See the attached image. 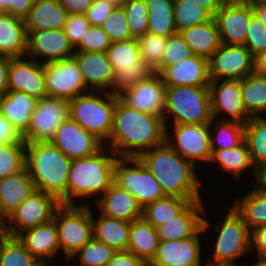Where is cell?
<instances>
[{"label": "cell", "instance_id": "obj_20", "mask_svg": "<svg viewBox=\"0 0 266 266\" xmlns=\"http://www.w3.org/2000/svg\"><path fill=\"white\" fill-rule=\"evenodd\" d=\"M8 91H20L37 99L46 97L44 64L36 63L31 57L27 62L22 57H10Z\"/></svg>", "mask_w": 266, "mask_h": 266}, {"label": "cell", "instance_id": "obj_61", "mask_svg": "<svg viewBox=\"0 0 266 266\" xmlns=\"http://www.w3.org/2000/svg\"><path fill=\"white\" fill-rule=\"evenodd\" d=\"M251 4L254 10V14L266 27V1L251 3Z\"/></svg>", "mask_w": 266, "mask_h": 266}, {"label": "cell", "instance_id": "obj_34", "mask_svg": "<svg viewBox=\"0 0 266 266\" xmlns=\"http://www.w3.org/2000/svg\"><path fill=\"white\" fill-rule=\"evenodd\" d=\"M244 141L248 146L253 166L254 177L259 180V172L266 167V119L251 117L244 128Z\"/></svg>", "mask_w": 266, "mask_h": 266}, {"label": "cell", "instance_id": "obj_32", "mask_svg": "<svg viewBox=\"0 0 266 266\" xmlns=\"http://www.w3.org/2000/svg\"><path fill=\"white\" fill-rule=\"evenodd\" d=\"M157 230L143 217L130 222L128 249L145 264H149L157 251Z\"/></svg>", "mask_w": 266, "mask_h": 266}, {"label": "cell", "instance_id": "obj_48", "mask_svg": "<svg viewBox=\"0 0 266 266\" xmlns=\"http://www.w3.org/2000/svg\"><path fill=\"white\" fill-rule=\"evenodd\" d=\"M193 52L190 50L180 33L167 37L166 47L160 65L154 73L160 74L166 67L178 64L182 60L191 57Z\"/></svg>", "mask_w": 266, "mask_h": 266}, {"label": "cell", "instance_id": "obj_50", "mask_svg": "<svg viewBox=\"0 0 266 266\" xmlns=\"http://www.w3.org/2000/svg\"><path fill=\"white\" fill-rule=\"evenodd\" d=\"M247 33L244 46L250 51L253 57L266 50V27L254 14L247 26Z\"/></svg>", "mask_w": 266, "mask_h": 266}, {"label": "cell", "instance_id": "obj_51", "mask_svg": "<svg viewBox=\"0 0 266 266\" xmlns=\"http://www.w3.org/2000/svg\"><path fill=\"white\" fill-rule=\"evenodd\" d=\"M111 43L109 36L103 31L102 27L90 25L81 38L78 51L105 53Z\"/></svg>", "mask_w": 266, "mask_h": 266}, {"label": "cell", "instance_id": "obj_33", "mask_svg": "<svg viewBox=\"0 0 266 266\" xmlns=\"http://www.w3.org/2000/svg\"><path fill=\"white\" fill-rule=\"evenodd\" d=\"M194 55L209 59L221 41L214 18L207 23L194 25L179 32Z\"/></svg>", "mask_w": 266, "mask_h": 266}, {"label": "cell", "instance_id": "obj_2", "mask_svg": "<svg viewBox=\"0 0 266 266\" xmlns=\"http://www.w3.org/2000/svg\"><path fill=\"white\" fill-rule=\"evenodd\" d=\"M146 150L137 158L151 172L165 196L201 199L193 163L185 160L166 142Z\"/></svg>", "mask_w": 266, "mask_h": 266}, {"label": "cell", "instance_id": "obj_15", "mask_svg": "<svg viewBox=\"0 0 266 266\" xmlns=\"http://www.w3.org/2000/svg\"><path fill=\"white\" fill-rule=\"evenodd\" d=\"M208 61L210 80H241L254 72V57L244 45L221 43Z\"/></svg>", "mask_w": 266, "mask_h": 266}, {"label": "cell", "instance_id": "obj_65", "mask_svg": "<svg viewBox=\"0 0 266 266\" xmlns=\"http://www.w3.org/2000/svg\"><path fill=\"white\" fill-rule=\"evenodd\" d=\"M221 4L246 3L249 0H218Z\"/></svg>", "mask_w": 266, "mask_h": 266}, {"label": "cell", "instance_id": "obj_22", "mask_svg": "<svg viewBox=\"0 0 266 266\" xmlns=\"http://www.w3.org/2000/svg\"><path fill=\"white\" fill-rule=\"evenodd\" d=\"M160 76L165 86L209 87V61L199 55H192L178 64L166 67Z\"/></svg>", "mask_w": 266, "mask_h": 266}, {"label": "cell", "instance_id": "obj_63", "mask_svg": "<svg viewBox=\"0 0 266 266\" xmlns=\"http://www.w3.org/2000/svg\"><path fill=\"white\" fill-rule=\"evenodd\" d=\"M0 11L15 17V0H0Z\"/></svg>", "mask_w": 266, "mask_h": 266}, {"label": "cell", "instance_id": "obj_70", "mask_svg": "<svg viewBox=\"0 0 266 266\" xmlns=\"http://www.w3.org/2000/svg\"><path fill=\"white\" fill-rule=\"evenodd\" d=\"M262 1H266V0H249L248 2H250V3H257V2H262Z\"/></svg>", "mask_w": 266, "mask_h": 266}, {"label": "cell", "instance_id": "obj_62", "mask_svg": "<svg viewBox=\"0 0 266 266\" xmlns=\"http://www.w3.org/2000/svg\"><path fill=\"white\" fill-rule=\"evenodd\" d=\"M200 6L207 9L213 16L222 5L218 0H195Z\"/></svg>", "mask_w": 266, "mask_h": 266}, {"label": "cell", "instance_id": "obj_54", "mask_svg": "<svg viewBox=\"0 0 266 266\" xmlns=\"http://www.w3.org/2000/svg\"><path fill=\"white\" fill-rule=\"evenodd\" d=\"M25 143L18 130L0 114V145Z\"/></svg>", "mask_w": 266, "mask_h": 266}, {"label": "cell", "instance_id": "obj_23", "mask_svg": "<svg viewBox=\"0 0 266 266\" xmlns=\"http://www.w3.org/2000/svg\"><path fill=\"white\" fill-rule=\"evenodd\" d=\"M218 82L211 80L209 83L213 119L219 112L225 111L232 117V121L245 124L250 117L243 107L240 80L225 79L217 86Z\"/></svg>", "mask_w": 266, "mask_h": 266}, {"label": "cell", "instance_id": "obj_1", "mask_svg": "<svg viewBox=\"0 0 266 266\" xmlns=\"http://www.w3.org/2000/svg\"><path fill=\"white\" fill-rule=\"evenodd\" d=\"M165 125L162 117L130 108L116 94V107L109 137V140H112L113 154L134 158L148 149L162 145L165 142Z\"/></svg>", "mask_w": 266, "mask_h": 266}, {"label": "cell", "instance_id": "obj_43", "mask_svg": "<svg viewBox=\"0 0 266 266\" xmlns=\"http://www.w3.org/2000/svg\"><path fill=\"white\" fill-rule=\"evenodd\" d=\"M217 126L218 132L216 138L214 139L210 136V147L212 153L215 150L238 147L244 142L245 124L231 120H222L217 123ZM216 141H218L219 146H216L217 144L214 143Z\"/></svg>", "mask_w": 266, "mask_h": 266}, {"label": "cell", "instance_id": "obj_60", "mask_svg": "<svg viewBox=\"0 0 266 266\" xmlns=\"http://www.w3.org/2000/svg\"><path fill=\"white\" fill-rule=\"evenodd\" d=\"M254 72L266 76V50L254 57Z\"/></svg>", "mask_w": 266, "mask_h": 266}, {"label": "cell", "instance_id": "obj_19", "mask_svg": "<svg viewBox=\"0 0 266 266\" xmlns=\"http://www.w3.org/2000/svg\"><path fill=\"white\" fill-rule=\"evenodd\" d=\"M254 10L250 2L222 4L214 14L220 41L226 45H244L247 26Z\"/></svg>", "mask_w": 266, "mask_h": 266}, {"label": "cell", "instance_id": "obj_42", "mask_svg": "<svg viewBox=\"0 0 266 266\" xmlns=\"http://www.w3.org/2000/svg\"><path fill=\"white\" fill-rule=\"evenodd\" d=\"M211 161L219 162L225 171L233 172L238 178L243 169L253 165L245 141L240 146L232 149L215 150L212 153Z\"/></svg>", "mask_w": 266, "mask_h": 266}, {"label": "cell", "instance_id": "obj_36", "mask_svg": "<svg viewBox=\"0 0 266 266\" xmlns=\"http://www.w3.org/2000/svg\"><path fill=\"white\" fill-rule=\"evenodd\" d=\"M194 201H201V199L165 196L146 205L142 209V217L156 229L176 218Z\"/></svg>", "mask_w": 266, "mask_h": 266}, {"label": "cell", "instance_id": "obj_39", "mask_svg": "<svg viewBox=\"0 0 266 266\" xmlns=\"http://www.w3.org/2000/svg\"><path fill=\"white\" fill-rule=\"evenodd\" d=\"M257 183L258 188H254L241 201L238 199L233 206L250 230L266 224V187L259 181Z\"/></svg>", "mask_w": 266, "mask_h": 266}, {"label": "cell", "instance_id": "obj_18", "mask_svg": "<svg viewBox=\"0 0 266 266\" xmlns=\"http://www.w3.org/2000/svg\"><path fill=\"white\" fill-rule=\"evenodd\" d=\"M51 142L71 160L95 155L105 147L98 138L70 118L58 127Z\"/></svg>", "mask_w": 266, "mask_h": 266}, {"label": "cell", "instance_id": "obj_29", "mask_svg": "<svg viewBox=\"0 0 266 266\" xmlns=\"http://www.w3.org/2000/svg\"><path fill=\"white\" fill-rule=\"evenodd\" d=\"M18 239L25 245L26 249L37 259L47 266L44 256L53 257L60 249L58 243L57 227L54 218L27 230L26 235L22 233Z\"/></svg>", "mask_w": 266, "mask_h": 266}, {"label": "cell", "instance_id": "obj_66", "mask_svg": "<svg viewBox=\"0 0 266 266\" xmlns=\"http://www.w3.org/2000/svg\"><path fill=\"white\" fill-rule=\"evenodd\" d=\"M7 217L8 216L3 212L2 207H1V203H0V227L6 226V223L3 220H5Z\"/></svg>", "mask_w": 266, "mask_h": 266}, {"label": "cell", "instance_id": "obj_37", "mask_svg": "<svg viewBox=\"0 0 266 266\" xmlns=\"http://www.w3.org/2000/svg\"><path fill=\"white\" fill-rule=\"evenodd\" d=\"M240 90L244 110L250 118L266 111V76L250 73L240 80Z\"/></svg>", "mask_w": 266, "mask_h": 266}, {"label": "cell", "instance_id": "obj_6", "mask_svg": "<svg viewBox=\"0 0 266 266\" xmlns=\"http://www.w3.org/2000/svg\"><path fill=\"white\" fill-rule=\"evenodd\" d=\"M106 99L88 93L69 100V118L102 143L110 137L116 94L106 90Z\"/></svg>", "mask_w": 266, "mask_h": 266}, {"label": "cell", "instance_id": "obj_31", "mask_svg": "<svg viewBox=\"0 0 266 266\" xmlns=\"http://www.w3.org/2000/svg\"><path fill=\"white\" fill-rule=\"evenodd\" d=\"M35 190L26 167L12 176L0 179V203L3 212L8 216Z\"/></svg>", "mask_w": 266, "mask_h": 266}, {"label": "cell", "instance_id": "obj_13", "mask_svg": "<svg viewBox=\"0 0 266 266\" xmlns=\"http://www.w3.org/2000/svg\"><path fill=\"white\" fill-rule=\"evenodd\" d=\"M47 96L74 99L86 89L81 71L75 58L69 57L44 64Z\"/></svg>", "mask_w": 266, "mask_h": 266}, {"label": "cell", "instance_id": "obj_45", "mask_svg": "<svg viewBox=\"0 0 266 266\" xmlns=\"http://www.w3.org/2000/svg\"><path fill=\"white\" fill-rule=\"evenodd\" d=\"M140 59L145 61L153 70L161 63L166 47L167 37L145 33L136 38Z\"/></svg>", "mask_w": 266, "mask_h": 266}, {"label": "cell", "instance_id": "obj_11", "mask_svg": "<svg viewBox=\"0 0 266 266\" xmlns=\"http://www.w3.org/2000/svg\"><path fill=\"white\" fill-rule=\"evenodd\" d=\"M59 205L54 196L35 190L8 215L9 222L15 226H5L7 236L18 237L26 230L50 221Z\"/></svg>", "mask_w": 266, "mask_h": 266}, {"label": "cell", "instance_id": "obj_17", "mask_svg": "<svg viewBox=\"0 0 266 266\" xmlns=\"http://www.w3.org/2000/svg\"><path fill=\"white\" fill-rule=\"evenodd\" d=\"M208 221L203 218L202 227L187 239L159 241L152 266H201L198 233L208 228Z\"/></svg>", "mask_w": 266, "mask_h": 266}, {"label": "cell", "instance_id": "obj_49", "mask_svg": "<svg viewBox=\"0 0 266 266\" xmlns=\"http://www.w3.org/2000/svg\"><path fill=\"white\" fill-rule=\"evenodd\" d=\"M103 31L111 42L125 41L134 38L128 27L124 7L119 3L102 24Z\"/></svg>", "mask_w": 266, "mask_h": 266}, {"label": "cell", "instance_id": "obj_35", "mask_svg": "<svg viewBox=\"0 0 266 266\" xmlns=\"http://www.w3.org/2000/svg\"><path fill=\"white\" fill-rule=\"evenodd\" d=\"M93 238L115 251L128 249L130 222L101 215L97 223L92 220Z\"/></svg>", "mask_w": 266, "mask_h": 266}, {"label": "cell", "instance_id": "obj_14", "mask_svg": "<svg viewBox=\"0 0 266 266\" xmlns=\"http://www.w3.org/2000/svg\"><path fill=\"white\" fill-rule=\"evenodd\" d=\"M119 99L128 107L153 114L165 121L166 86L160 74L154 73L143 80L118 93Z\"/></svg>", "mask_w": 266, "mask_h": 266}, {"label": "cell", "instance_id": "obj_44", "mask_svg": "<svg viewBox=\"0 0 266 266\" xmlns=\"http://www.w3.org/2000/svg\"><path fill=\"white\" fill-rule=\"evenodd\" d=\"M25 168V143L0 145V179Z\"/></svg>", "mask_w": 266, "mask_h": 266}, {"label": "cell", "instance_id": "obj_69", "mask_svg": "<svg viewBox=\"0 0 266 266\" xmlns=\"http://www.w3.org/2000/svg\"><path fill=\"white\" fill-rule=\"evenodd\" d=\"M254 266H266V259H258V262Z\"/></svg>", "mask_w": 266, "mask_h": 266}, {"label": "cell", "instance_id": "obj_10", "mask_svg": "<svg viewBox=\"0 0 266 266\" xmlns=\"http://www.w3.org/2000/svg\"><path fill=\"white\" fill-rule=\"evenodd\" d=\"M69 118V100L46 96L38 99L27 131L25 143L51 142L58 127Z\"/></svg>", "mask_w": 266, "mask_h": 266}, {"label": "cell", "instance_id": "obj_26", "mask_svg": "<svg viewBox=\"0 0 266 266\" xmlns=\"http://www.w3.org/2000/svg\"><path fill=\"white\" fill-rule=\"evenodd\" d=\"M202 201L192 202L180 215L156 228L159 241L181 240L192 237L201 227Z\"/></svg>", "mask_w": 266, "mask_h": 266}, {"label": "cell", "instance_id": "obj_12", "mask_svg": "<svg viewBox=\"0 0 266 266\" xmlns=\"http://www.w3.org/2000/svg\"><path fill=\"white\" fill-rule=\"evenodd\" d=\"M216 232H219L215 244L214 258L211 262L233 263L235 259L240 258L244 253L251 249V230L244 222L243 218L231 208L228 215Z\"/></svg>", "mask_w": 266, "mask_h": 266}, {"label": "cell", "instance_id": "obj_67", "mask_svg": "<svg viewBox=\"0 0 266 266\" xmlns=\"http://www.w3.org/2000/svg\"><path fill=\"white\" fill-rule=\"evenodd\" d=\"M207 266H239L237 264L233 263H216V262H210Z\"/></svg>", "mask_w": 266, "mask_h": 266}, {"label": "cell", "instance_id": "obj_55", "mask_svg": "<svg viewBox=\"0 0 266 266\" xmlns=\"http://www.w3.org/2000/svg\"><path fill=\"white\" fill-rule=\"evenodd\" d=\"M145 263L129 250L116 251L106 266H143Z\"/></svg>", "mask_w": 266, "mask_h": 266}, {"label": "cell", "instance_id": "obj_40", "mask_svg": "<svg viewBox=\"0 0 266 266\" xmlns=\"http://www.w3.org/2000/svg\"><path fill=\"white\" fill-rule=\"evenodd\" d=\"M174 18L179 33L194 25L207 23L214 16L195 0H174Z\"/></svg>", "mask_w": 266, "mask_h": 266}, {"label": "cell", "instance_id": "obj_64", "mask_svg": "<svg viewBox=\"0 0 266 266\" xmlns=\"http://www.w3.org/2000/svg\"><path fill=\"white\" fill-rule=\"evenodd\" d=\"M264 187H266V167L259 172V180H258Z\"/></svg>", "mask_w": 266, "mask_h": 266}, {"label": "cell", "instance_id": "obj_4", "mask_svg": "<svg viewBox=\"0 0 266 266\" xmlns=\"http://www.w3.org/2000/svg\"><path fill=\"white\" fill-rule=\"evenodd\" d=\"M102 148L95 155L71 160L67 180V204L74 196H88L105 192L114 180L116 157L105 156ZM103 152V153H102Z\"/></svg>", "mask_w": 266, "mask_h": 266}, {"label": "cell", "instance_id": "obj_27", "mask_svg": "<svg viewBox=\"0 0 266 266\" xmlns=\"http://www.w3.org/2000/svg\"><path fill=\"white\" fill-rule=\"evenodd\" d=\"M38 99L20 91H7L0 97V114L23 135L30 124Z\"/></svg>", "mask_w": 266, "mask_h": 266}, {"label": "cell", "instance_id": "obj_41", "mask_svg": "<svg viewBox=\"0 0 266 266\" xmlns=\"http://www.w3.org/2000/svg\"><path fill=\"white\" fill-rule=\"evenodd\" d=\"M0 266H46L18 239L6 236L0 244Z\"/></svg>", "mask_w": 266, "mask_h": 266}, {"label": "cell", "instance_id": "obj_7", "mask_svg": "<svg viewBox=\"0 0 266 266\" xmlns=\"http://www.w3.org/2000/svg\"><path fill=\"white\" fill-rule=\"evenodd\" d=\"M105 53L114 70L113 89L116 90L112 93L118 94L154 74V70L140 59L136 38L112 42Z\"/></svg>", "mask_w": 266, "mask_h": 266}, {"label": "cell", "instance_id": "obj_24", "mask_svg": "<svg viewBox=\"0 0 266 266\" xmlns=\"http://www.w3.org/2000/svg\"><path fill=\"white\" fill-rule=\"evenodd\" d=\"M97 202L102 214L107 217L128 222L142 217V207L136 198L114 182Z\"/></svg>", "mask_w": 266, "mask_h": 266}, {"label": "cell", "instance_id": "obj_47", "mask_svg": "<svg viewBox=\"0 0 266 266\" xmlns=\"http://www.w3.org/2000/svg\"><path fill=\"white\" fill-rule=\"evenodd\" d=\"M78 253H80V266H106L116 251L105 243L92 238L73 256Z\"/></svg>", "mask_w": 266, "mask_h": 266}, {"label": "cell", "instance_id": "obj_5", "mask_svg": "<svg viewBox=\"0 0 266 266\" xmlns=\"http://www.w3.org/2000/svg\"><path fill=\"white\" fill-rule=\"evenodd\" d=\"M175 124L213 123L209 87L166 86L165 112Z\"/></svg>", "mask_w": 266, "mask_h": 266}, {"label": "cell", "instance_id": "obj_16", "mask_svg": "<svg viewBox=\"0 0 266 266\" xmlns=\"http://www.w3.org/2000/svg\"><path fill=\"white\" fill-rule=\"evenodd\" d=\"M209 124H174L175 141L169 140L165 131V142L178 152L185 160L195 163V160L210 161L212 152L210 147Z\"/></svg>", "mask_w": 266, "mask_h": 266}, {"label": "cell", "instance_id": "obj_52", "mask_svg": "<svg viewBox=\"0 0 266 266\" xmlns=\"http://www.w3.org/2000/svg\"><path fill=\"white\" fill-rule=\"evenodd\" d=\"M89 26L90 23L85 15L68 14L63 30L73 47L79 45L82 36H84L85 31Z\"/></svg>", "mask_w": 266, "mask_h": 266}, {"label": "cell", "instance_id": "obj_3", "mask_svg": "<svg viewBox=\"0 0 266 266\" xmlns=\"http://www.w3.org/2000/svg\"><path fill=\"white\" fill-rule=\"evenodd\" d=\"M25 167L36 190L67 204V180L71 159L52 142L25 143Z\"/></svg>", "mask_w": 266, "mask_h": 266}, {"label": "cell", "instance_id": "obj_8", "mask_svg": "<svg viewBox=\"0 0 266 266\" xmlns=\"http://www.w3.org/2000/svg\"><path fill=\"white\" fill-rule=\"evenodd\" d=\"M58 243L68 260L93 238L92 216L87 206L60 204L53 215Z\"/></svg>", "mask_w": 266, "mask_h": 266}, {"label": "cell", "instance_id": "obj_58", "mask_svg": "<svg viewBox=\"0 0 266 266\" xmlns=\"http://www.w3.org/2000/svg\"><path fill=\"white\" fill-rule=\"evenodd\" d=\"M10 57L0 55V97L8 91V71Z\"/></svg>", "mask_w": 266, "mask_h": 266}, {"label": "cell", "instance_id": "obj_53", "mask_svg": "<svg viewBox=\"0 0 266 266\" xmlns=\"http://www.w3.org/2000/svg\"><path fill=\"white\" fill-rule=\"evenodd\" d=\"M121 1L94 0L85 13L91 26H102L110 13Z\"/></svg>", "mask_w": 266, "mask_h": 266}, {"label": "cell", "instance_id": "obj_38", "mask_svg": "<svg viewBox=\"0 0 266 266\" xmlns=\"http://www.w3.org/2000/svg\"><path fill=\"white\" fill-rule=\"evenodd\" d=\"M148 10V33L163 37L176 34L174 0H145Z\"/></svg>", "mask_w": 266, "mask_h": 266}, {"label": "cell", "instance_id": "obj_9", "mask_svg": "<svg viewBox=\"0 0 266 266\" xmlns=\"http://www.w3.org/2000/svg\"><path fill=\"white\" fill-rule=\"evenodd\" d=\"M126 163L134 164L135 168L126 167ZM113 182L130 192L142 209L153 201L165 197L160 184L137 157L116 159Z\"/></svg>", "mask_w": 266, "mask_h": 266}, {"label": "cell", "instance_id": "obj_28", "mask_svg": "<svg viewBox=\"0 0 266 266\" xmlns=\"http://www.w3.org/2000/svg\"><path fill=\"white\" fill-rule=\"evenodd\" d=\"M67 17L68 12L57 0L35 1L24 19L27 34L41 29H63Z\"/></svg>", "mask_w": 266, "mask_h": 266}, {"label": "cell", "instance_id": "obj_59", "mask_svg": "<svg viewBox=\"0 0 266 266\" xmlns=\"http://www.w3.org/2000/svg\"><path fill=\"white\" fill-rule=\"evenodd\" d=\"M33 3V0H15V17L24 20Z\"/></svg>", "mask_w": 266, "mask_h": 266}, {"label": "cell", "instance_id": "obj_21", "mask_svg": "<svg viewBox=\"0 0 266 266\" xmlns=\"http://www.w3.org/2000/svg\"><path fill=\"white\" fill-rule=\"evenodd\" d=\"M73 49L63 29H41L28 33L26 56H45L48 60L44 64L72 57Z\"/></svg>", "mask_w": 266, "mask_h": 266}, {"label": "cell", "instance_id": "obj_46", "mask_svg": "<svg viewBox=\"0 0 266 266\" xmlns=\"http://www.w3.org/2000/svg\"><path fill=\"white\" fill-rule=\"evenodd\" d=\"M131 35L138 38L148 33V10L145 0H121Z\"/></svg>", "mask_w": 266, "mask_h": 266}, {"label": "cell", "instance_id": "obj_68", "mask_svg": "<svg viewBox=\"0 0 266 266\" xmlns=\"http://www.w3.org/2000/svg\"><path fill=\"white\" fill-rule=\"evenodd\" d=\"M6 236H7V233H6L5 227H0V244L5 239Z\"/></svg>", "mask_w": 266, "mask_h": 266}, {"label": "cell", "instance_id": "obj_56", "mask_svg": "<svg viewBox=\"0 0 266 266\" xmlns=\"http://www.w3.org/2000/svg\"><path fill=\"white\" fill-rule=\"evenodd\" d=\"M258 250V259H266V224L251 230V244Z\"/></svg>", "mask_w": 266, "mask_h": 266}, {"label": "cell", "instance_id": "obj_57", "mask_svg": "<svg viewBox=\"0 0 266 266\" xmlns=\"http://www.w3.org/2000/svg\"><path fill=\"white\" fill-rule=\"evenodd\" d=\"M65 8L68 14L85 15L94 0H57Z\"/></svg>", "mask_w": 266, "mask_h": 266}, {"label": "cell", "instance_id": "obj_30", "mask_svg": "<svg viewBox=\"0 0 266 266\" xmlns=\"http://www.w3.org/2000/svg\"><path fill=\"white\" fill-rule=\"evenodd\" d=\"M27 38L23 19L0 13V55L11 58L26 56Z\"/></svg>", "mask_w": 266, "mask_h": 266}, {"label": "cell", "instance_id": "obj_25", "mask_svg": "<svg viewBox=\"0 0 266 266\" xmlns=\"http://www.w3.org/2000/svg\"><path fill=\"white\" fill-rule=\"evenodd\" d=\"M73 57L78 63L86 87L90 83V86L101 91L107 86H113L114 70L106 53L76 51Z\"/></svg>", "mask_w": 266, "mask_h": 266}]
</instances>
